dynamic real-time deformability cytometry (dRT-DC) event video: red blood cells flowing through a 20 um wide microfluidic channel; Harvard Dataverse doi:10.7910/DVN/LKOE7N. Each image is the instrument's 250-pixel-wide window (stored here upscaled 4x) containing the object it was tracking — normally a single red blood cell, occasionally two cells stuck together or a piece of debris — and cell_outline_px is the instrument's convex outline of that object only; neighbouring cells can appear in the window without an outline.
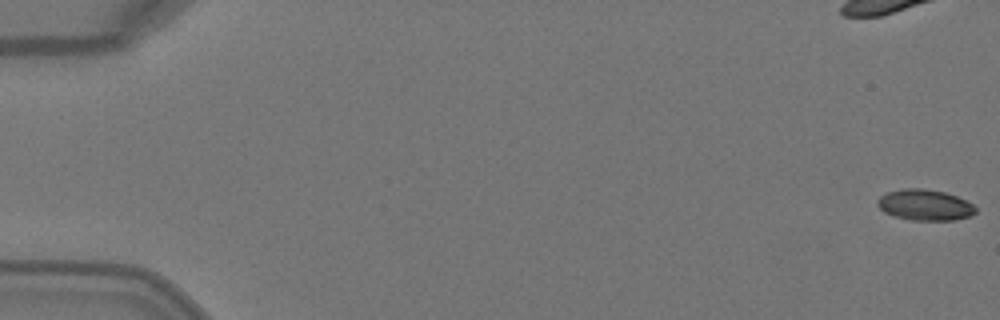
{"species": "Egyptian fruit bat (a non-hibernating species)", "species_latin": "Rousettus aegyptiacus", "temperature_condition": "warm", "stored_images_in_passage": 5, "camera_frame_rate_fps": 3000, "um_per_image_px": 0.085, "animal": {"sex": "female"}, "frame": {"image": 1, "passage_image": 1, "time_ms": 0.0, "image_size_px": [1000, 320], "cell_outline_px": [[976, 212], [972, 216], [956, 220], [912, 220], [892, 216], [884, 212], [876, 204], [876, 200], [880, 196], [888, 192], [904, 188], [924, 188], [944, 192], [956, 196], [972, 204], [976, 208]], "centroid_in_image_um": [78.6, 17.43], "position_along_channel_um": 6.4, "area_um2": 17.8}}